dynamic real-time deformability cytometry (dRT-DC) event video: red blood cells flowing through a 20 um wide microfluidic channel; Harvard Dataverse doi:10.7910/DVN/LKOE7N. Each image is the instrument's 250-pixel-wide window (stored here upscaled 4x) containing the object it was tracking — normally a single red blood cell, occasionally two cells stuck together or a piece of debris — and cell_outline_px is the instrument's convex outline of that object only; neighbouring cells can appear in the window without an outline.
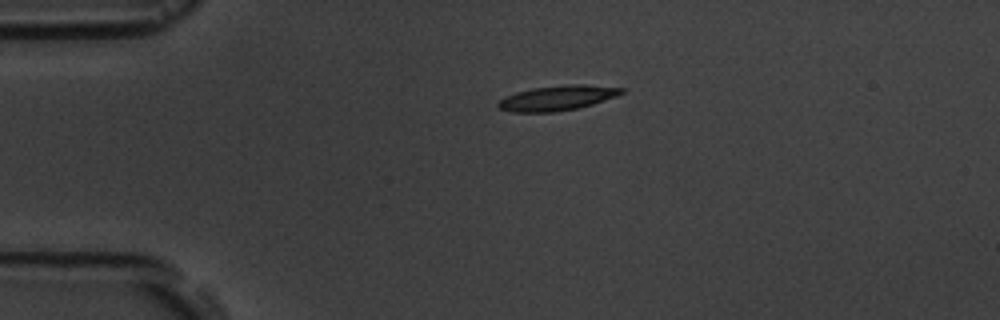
{"species": "common noctule bat (a hibernating species)", "species_latin": "Nyctalus noctula", "temperature_condition": "room temperature", "stored_images_in_passage": 2, "camera_frame_rate_fps": 3000, "um_per_image_px": 0.085, "animal": {"sex": "male", "body_mass_g": 19.5, "forearm_length_mm": 54.6}, "frame": {"image": 1, "passage_image": 2, "time_ms": 2.0, "image_size_px": [1000, 320], "cell_outline_px": [[624, 92], [616, 96], [592, 104], [576, 108], [552, 112], [512, 112], [500, 108], [496, 104], [504, 96], [516, 92], [532, 88], [568, 84], [584, 84], [624, 88]], "centroid_in_image_um": [47.35, 8.32], "position_along_channel_um": 37.6, "area_um2": 17.8}}